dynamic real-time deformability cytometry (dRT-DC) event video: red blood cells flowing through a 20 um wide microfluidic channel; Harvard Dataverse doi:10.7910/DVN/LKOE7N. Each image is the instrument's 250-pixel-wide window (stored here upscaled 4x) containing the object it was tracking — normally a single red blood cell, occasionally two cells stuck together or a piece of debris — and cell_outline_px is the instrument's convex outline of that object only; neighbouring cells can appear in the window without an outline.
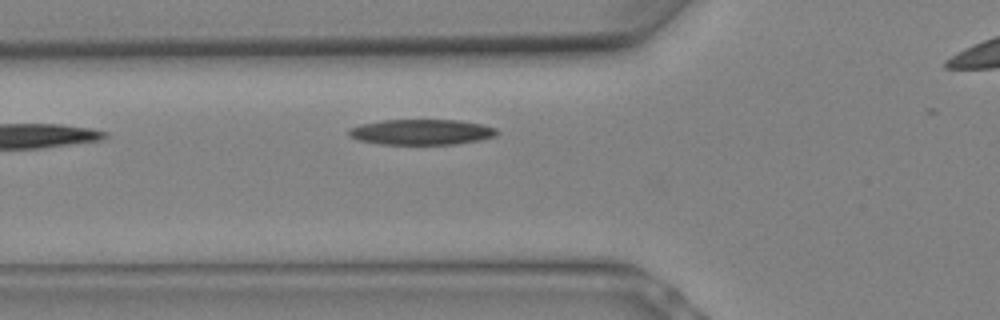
{"species": "Egyptian fruit bat (a non-hibernating species)", "species_latin": "Rousettus aegyptiacus", "temperature_condition": "warm", "stored_images_in_passage": 6, "camera_frame_rate_fps": 3000, "um_per_image_px": 0.085, "animal": {"sex": "female"}, "frame": {"image": 1, "passage_image": 6, "time_ms": 1.667, "image_size_px": [1000, 320], "cell_outline_px": [[500, 132], [496, 136], [480, 140], [456, 144], [380, 144], [360, 140], [348, 136], [348, 128], [360, 124], [384, 120], [460, 120], [480, 124], [496, 128]], "centroid_in_image_um": [35.83, 11.22], "position_along_channel_um": 90.0, "area_um2": 22.08}}